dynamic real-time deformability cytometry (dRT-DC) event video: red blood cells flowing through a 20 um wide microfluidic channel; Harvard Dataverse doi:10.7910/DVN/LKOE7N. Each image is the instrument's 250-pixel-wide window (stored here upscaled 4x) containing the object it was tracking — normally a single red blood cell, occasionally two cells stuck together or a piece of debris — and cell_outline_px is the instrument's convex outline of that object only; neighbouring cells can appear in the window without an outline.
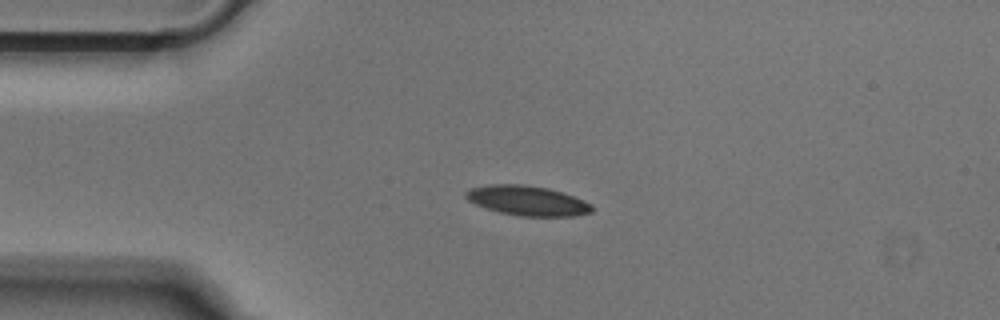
{"species": "Egyptian fruit bat (a non-hibernating species)", "species_latin": "Rousettus aegyptiacus", "temperature_condition": "cold", "stored_images_in_passage": 41, "camera_frame_rate_fps": 3000, "um_per_image_px": 0.085, "animal": {"sex": "male"}, "frame": {"image": 1, "passage_image": 1, "time_ms": 0.0, "image_size_px": [1000, 320], "cell_outline_px": [[592, 212], [576, 216], [520, 216], [500, 212], [476, 204], [468, 200], [464, 196], [464, 192], [468, 188], [488, 184], [524, 184], [548, 188], [572, 196], [592, 204]], "centroid_in_image_um": [44.79, 17.04], "position_along_channel_um": 40.2, "area_um2": 21.85}}
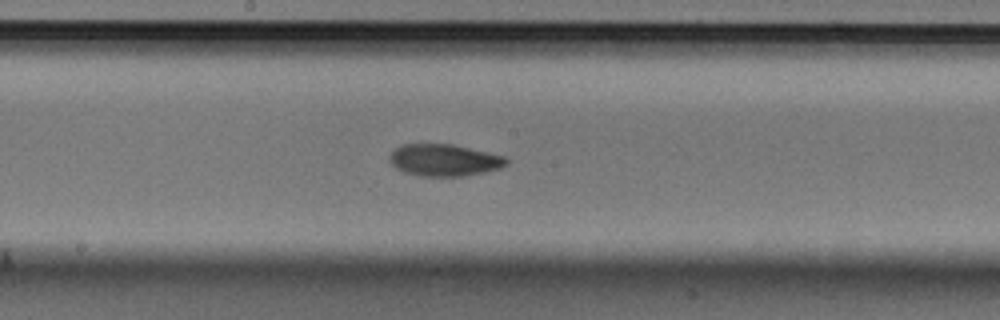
{"frame": {"image": 2, "passage_image": 16, "time_ms": 5.0, "image_size_px": [1000, 320], "cell_outline_px": [[508, 164], [500, 168], [484, 172], [464, 176], [420, 176], [404, 172], [396, 168], [388, 160], [388, 156], [400, 144], [452, 144], [488, 152], [504, 156], [508, 160]], "centroid_in_image_um": [37.74, 13.61], "position_along_channel_um": 210.5, "area_um2": 21.79}}
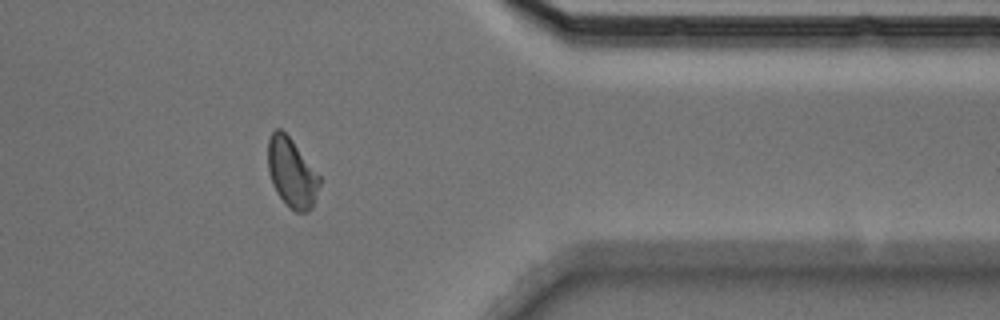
{"frame": {"image": 3, "passage_image": 31, "time_ms": 10.0, "image_size_px": [1000, 320], "cell_outline_px": [[320, 184], [312, 208], [304, 212], [296, 212], [276, 192], [272, 184], [268, 172], [268, 140], [272, 132], [276, 128], [280, 128], [292, 140], [320, 176]], "centroid_in_image_um": [24.79, 14.67], "position_along_channel_um": 386.6, "area_um2": 20.52}}